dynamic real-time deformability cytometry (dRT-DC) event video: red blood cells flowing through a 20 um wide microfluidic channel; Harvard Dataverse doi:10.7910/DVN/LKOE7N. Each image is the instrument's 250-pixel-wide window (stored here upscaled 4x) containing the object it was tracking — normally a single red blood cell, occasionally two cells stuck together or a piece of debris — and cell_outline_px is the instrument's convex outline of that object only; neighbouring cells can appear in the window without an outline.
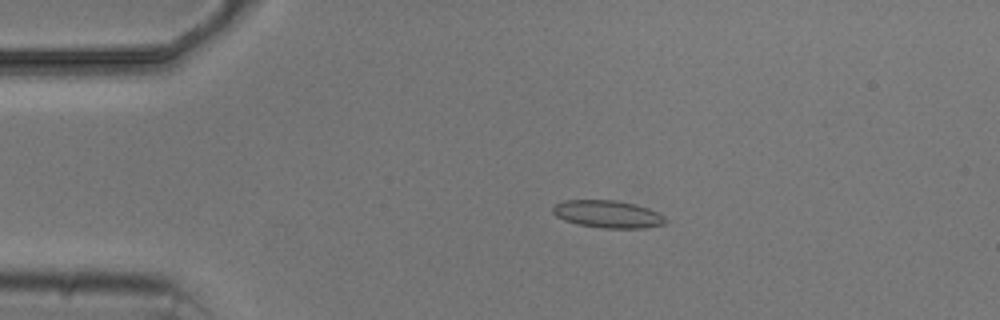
{"species": "common noctule bat (a hibernating species)", "species_latin": "Nyctalus noctula", "temperature_condition": "cold", "stored_images_in_passage": 4, "camera_frame_rate_fps": 3000, "um_per_image_px": 0.085, "animal": {"sex": "male", "body_mass_g": 20.5, "forearm_length_mm": 52.5}, "frame": {"image": 1, "passage_image": 1, "time_ms": 0.0, "image_size_px": [1000, 320], "cell_outline_px": [[668, 220], [664, 224], [644, 228], [604, 228], [576, 224], [564, 220], [556, 216], [552, 212], [552, 208], [556, 204], [564, 200], [616, 200], [648, 208], [664, 216]], "centroid_in_image_um": [51.64, 18.2], "position_along_channel_um": 33.4, "area_um2": 17.98}}
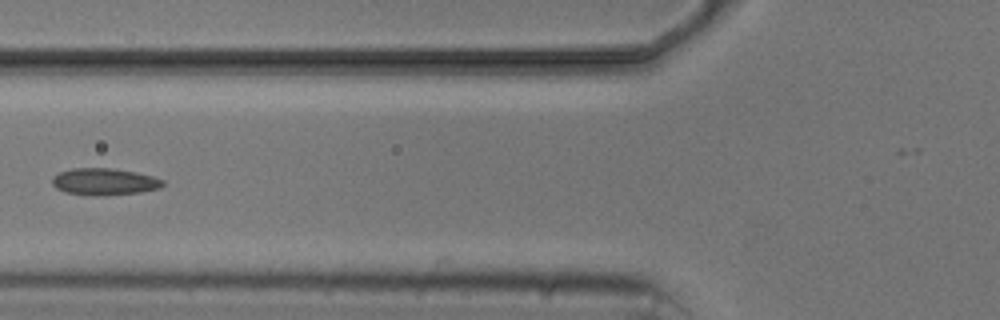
{"frame": {"image": 2, "passage_image": 4, "time_ms": 3.333, "image_size_px": [1000, 320], "cell_outline_px": [[164, 184], [160, 188], [140, 192], [104, 196], [96, 196], [64, 192], [56, 188], [52, 184], [52, 176], [60, 172], [72, 168], [112, 168], [136, 172], [152, 176], [164, 180]], "centroid_in_image_um": [8.86, 15.44], "position_along_channel_um": 116.9, "area_um2": 17.46}}